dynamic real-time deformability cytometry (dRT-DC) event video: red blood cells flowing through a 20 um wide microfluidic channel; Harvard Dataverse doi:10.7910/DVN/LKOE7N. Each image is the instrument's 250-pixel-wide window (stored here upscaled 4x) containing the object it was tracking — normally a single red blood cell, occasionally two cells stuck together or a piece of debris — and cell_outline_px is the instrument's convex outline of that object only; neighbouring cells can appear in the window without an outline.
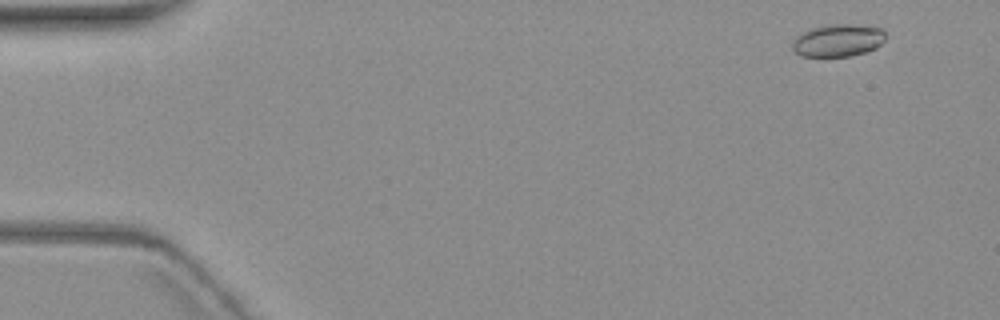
{"species": "common noctule bat (a hibernating species)", "species_latin": "Nyctalus noctula", "temperature_condition": "warm", "stored_images_in_passage": 6, "camera_frame_rate_fps": 3000, "um_per_image_px": 0.085, "animal": {"sex": "female", "body_mass_g": 19.3, "forearm_length_mm": 54.1}, "frame": {"image": 1, "passage_image": 1, "time_ms": 0.0, "image_size_px": [1000, 320], "cell_outline_px": [[884, 40], [876, 48], [864, 52], [848, 56], [800, 56], [792, 48], [792, 44], [796, 36], [812, 28], [824, 24], [860, 24], [880, 28], [884, 32]], "centroid_in_image_um": [71.22, 3.42], "position_along_channel_um": 13.8, "area_um2": 17.57}}